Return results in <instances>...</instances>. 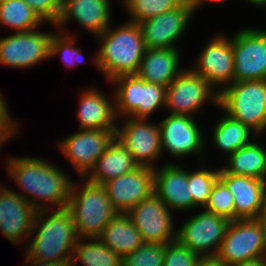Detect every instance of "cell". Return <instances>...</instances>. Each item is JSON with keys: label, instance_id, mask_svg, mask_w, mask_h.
<instances>
[{"label": "cell", "instance_id": "cell-1", "mask_svg": "<svg viewBox=\"0 0 266 266\" xmlns=\"http://www.w3.org/2000/svg\"><path fill=\"white\" fill-rule=\"evenodd\" d=\"M8 155L6 158L4 156L2 165H5L7 178L16 188L10 189L26 199L37 211L67 207L74 180L72 174L44 157Z\"/></svg>", "mask_w": 266, "mask_h": 266}, {"label": "cell", "instance_id": "cell-2", "mask_svg": "<svg viewBox=\"0 0 266 266\" xmlns=\"http://www.w3.org/2000/svg\"><path fill=\"white\" fill-rule=\"evenodd\" d=\"M113 25L94 38L97 50L90 58L108 83L121 75L136 74L145 51L139 24L127 20Z\"/></svg>", "mask_w": 266, "mask_h": 266}, {"label": "cell", "instance_id": "cell-3", "mask_svg": "<svg viewBox=\"0 0 266 266\" xmlns=\"http://www.w3.org/2000/svg\"><path fill=\"white\" fill-rule=\"evenodd\" d=\"M79 239L75 221L67 207L39 210L22 250L23 256L41 262L72 260Z\"/></svg>", "mask_w": 266, "mask_h": 266}, {"label": "cell", "instance_id": "cell-4", "mask_svg": "<svg viewBox=\"0 0 266 266\" xmlns=\"http://www.w3.org/2000/svg\"><path fill=\"white\" fill-rule=\"evenodd\" d=\"M75 179L67 208L72 213L78 237L99 238L118 212L113 208L103 185L91 183L86 178Z\"/></svg>", "mask_w": 266, "mask_h": 266}, {"label": "cell", "instance_id": "cell-5", "mask_svg": "<svg viewBox=\"0 0 266 266\" xmlns=\"http://www.w3.org/2000/svg\"><path fill=\"white\" fill-rule=\"evenodd\" d=\"M159 119L162 155L171 157L164 163H181L192 157L198 163L209 158L206 154L210 152L206 148L207 130L200 123V118L164 113Z\"/></svg>", "mask_w": 266, "mask_h": 266}, {"label": "cell", "instance_id": "cell-6", "mask_svg": "<svg viewBox=\"0 0 266 266\" xmlns=\"http://www.w3.org/2000/svg\"><path fill=\"white\" fill-rule=\"evenodd\" d=\"M115 96V113L120 118L153 119L165 113L166 87L145 82L136 74L121 75L109 82Z\"/></svg>", "mask_w": 266, "mask_h": 266}, {"label": "cell", "instance_id": "cell-7", "mask_svg": "<svg viewBox=\"0 0 266 266\" xmlns=\"http://www.w3.org/2000/svg\"><path fill=\"white\" fill-rule=\"evenodd\" d=\"M219 107L257 135H266V80L233 82L219 93Z\"/></svg>", "mask_w": 266, "mask_h": 266}, {"label": "cell", "instance_id": "cell-8", "mask_svg": "<svg viewBox=\"0 0 266 266\" xmlns=\"http://www.w3.org/2000/svg\"><path fill=\"white\" fill-rule=\"evenodd\" d=\"M219 107V92L188 66L166 87L165 112L200 118L205 106Z\"/></svg>", "mask_w": 266, "mask_h": 266}, {"label": "cell", "instance_id": "cell-9", "mask_svg": "<svg viewBox=\"0 0 266 266\" xmlns=\"http://www.w3.org/2000/svg\"><path fill=\"white\" fill-rule=\"evenodd\" d=\"M51 26L53 31L40 27L9 33L7 36L0 35V67L28 70L50 61L51 40L58 31L56 25Z\"/></svg>", "mask_w": 266, "mask_h": 266}, {"label": "cell", "instance_id": "cell-10", "mask_svg": "<svg viewBox=\"0 0 266 266\" xmlns=\"http://www.w3.org/2000/svg\"><path fill=\"white\" fill-rule=\"evenodd\" d=\"M197 56L186 64L193 72L205 78L216 90L221 92L234 82V54L231 34L224 31L213 33L203 45Z\"/></svg>", "mask_w": 266, "mask_h": 266}, {"label": "cell", "instance_id": "cell-11", "mask_svg": "<svg viewBox=\"0 0 266 266\" xmlns=\"http://www.w3.org/2000/svg\"><path fill=\"white\" fill-rule=\"evenodd\" d=\"M154 121L145 118H120L115 133V137L126 147L138 166L152 169L164 164L160 162L163 158L160 128L158 120Z\"/></svg>", "mask_w": 266, "mask_h": 266}, {"label": "cell", "instance_id": "cell-12", "mask_svg": "<svg viewBox=\"0 0 266 266\" xmlns=\"http://www.w3.org/2000/svg\"><path fill=\"white\" fill-rule=\"evenodd\" d=\"M183 220L177 225V240L199 257L216 256L230 220L204 209Z\"/></svg>", "mask_w": 266, "mask_h": 266}, {"label": "cell", "instance_id": "cell-13", "mask_svg": "<svg viewBox=\"0 0 266 266\" xmlns=\"http://www.w3.org/2000/svg\"><path fill=\"white\" fill-rule=\"evenodd\" d=\"M114 137L115 132L112 129H77L72 134L55 139L54 146L71 164L77 177L85 178Z\"/></svg>", "mask_w": 266, "mask_h": 266}, {"label": "cell", "instance_id": "cell-14", "mask_svg": "<svg viewBox=\"0 0 266 266\" xmlns=\"http://www.w3.org/2000/svg\"><path fill=\"white\" fill-rule=\"evenodd\" d=\"M234 82L266 80V28L243 27L231 33Z\"/></svg>", "mask_w": 266, "mask_h": 266}, {"label": "cell", "instance_id": "cell-15", "mask_svg": "<svg viewBox=\"0 0 266 266\" xmlns=\"http://www.w3.org/2000/svg\"><path fill=\"white\" fill-rule=\"evenodd\" d=\"M226 266L266 256V241L256 219L230 221L216 255Z\"/></svg>", "mask_w": 266, "mask_h": 266}, {"label": "cell", "instance_id": "cell-16", "mask_svg": "<svg viewBox=\"0 0 266 266\" xmlns=\"http://www.w3.org/2000/svg\"><path fill=\"white\" fill-rule=\"evenodd\" d=\"M145 243L166 244L177 239L174 212L153 193L127 212Z\"/></svg>", "mask_w": 266, "mask_h": 266}, {"label": "cell", "instance_id": "cell-17", "mask_svg": "<svg viewBox=\"0 0 266 266\" xmlns=\"http://www.w3.org/2000/svg\"><path fill=\"white\" fill-rule=\"evenodd\" d=\"M194 16L184 0L177 8L141 22L145 49L181 48L177 42L187 35Z\"/></svg>", "mask_w": 266, "mask_h": 266}, {"label": "cell", "instance_id": "cell-18", "mask_svg": "<svg viewBox=\"0 0 266 266\" xmlns=\"http://www.w3.org/2000/svg\"><path fill=\"white\" fill-rule=\"evenodd\" d=\"M36 214L26 199L0 182V232L10 244L25 247Z\"/></svg>", "mask_w": 266, "mask_h": 266}, {"label": "cell", "instance_id": "cell-19", "mask_svg": "<svg viewBox=\"0 0 266 266\" xmlns=\"http://www.w3.org/2000/svg\"><path fill=\"white\" fill-rule=\"evenodd\" d=\"M112 2L114 3L113 0H62V11L55 24L56 28L59 32L67 33L71 22H76L94 39L113 23Z\"/></svg>", "mask_w": 266, "mask_h": 266}, {"label": "cell", "instance_id": "cell-20", "mask_svg": "<svg viewBox=\"0 0 266 266\" xmlns=\"http://www.w3.org/2000/svg\"><path fill=\"white\" fill-rule=\"evenodd\" d=\"M81 89L78 88V108L75 111L79 123L77 129H112L116 133L118 119L115 113L113 89L110 90V94L94 84L83 86Z\"/></svg>", "mask_w": 266, "mask_h": 266}, {"label": "cell", "instance_id": "cell-21", "mask_svg": "<svg viewBox=\"0 0 266 266\" xmlns=\"http://www.w3.org/2000/svg\"><path fill=\"white\" fill-rule=\"evenodd\" d=\"M113 208L127 213L154 193V169L139 166L135 170L103 184Z\"/></svg>", "mask_w": 266, "mask_h": 266}, {"label": "cell", "instance_id": "cell-22", "mask_svg": "<svg viewBox=\"0 0 266 266\" xmlns=\"http://www.w3.org/2000/svg\"><path fill=\"white\" fill-rule=\"evenodd\" d=\"M154 193L174 213L192 211L186 163H164L154 169Z\"/></svg>", "mask_w": 266, "mask_h": 266}, {"label": "cell", "instance_id": "cell-23", "mask_svg": "<svg viewBox=\"0 0 266 266\" xmlns=\"http://www.w3.org/2000/svg\"><path fill=\"white\" fill-rule=\"evenodd\" d=\"M219 179L234 198L235 220L256 219L266 201V181L227 173L221 166Z\"/></svg>", "mask_w": 266, "mask_h": 266}, {"label": "cell", "instance_id": "cell-24", "mask_svg": "<svg viewBox=\"0 0 266 266\" xmlns=\"http://www.w3.org/2000/svg\"><path fill=\"white\" fill-rule=\"evenodd\" d=\"M181 51L180 48L145 49L136 75L145 82L167 87L187 66L182 63Z\"/></svg>", "mask_w": 266, "mask_h": 266}, {"label": "cell", "instance_id": "cell-25", "mask_svg": "<svg viewBox=\"0 0 266 266\" xmlns=\"http://www.w3.org/2000/svg\"><path fill=\"white\" fill-rule=\"evenodd\" d=\"M220 116L213 122L211 134H206V143L210 142L209 145L206 144V148L212 147L216 152H221L225 159L237 151L238 149L246 146L258 135L251 130L247 125L243 124L239 120H236L226 114L220 107ZM223 112V113H222ZM218 150V151H217Z\"/></svg>", "mask_w": 266, "mask_h": 266}, {"label": "cell", "instance_id": "cell-26", "mask_svg": "<svg viewBox=\"0 0 266 266\" xmlns=\"http://www.w3.org/2000/svg\"><path fill=\"white\" fill-rule=\"evenodd\" d=\"M265 136L258 135L250 143L238 149L220 166L229 174L248 176L266 181Z\"/></svg>", "mask_w": 266, "mask_h": 266}, {"label": "cell", "instance_id": "cell-27", "mask_svg": "<svg viewBox=\"0 0 266 266\" xmlns=\"http://www.w3.org/2000/svg\"><path fill=\"white\" fill-rule=\"evenodd\" d=\"M138 167L126 147L114 137L85 178L91 183L103 185L107 181L129 173Z\"/></svg>", "mask_w": 266, "mask_h": 266}, {"label": "cell", "instance_id": "cell-28", "mask_svg": "<svg viewBox=\"0 0 266 266\" xmlns=\"http://www.w3.org/2000/svg\"><path fill=\"white\" fill-rule=\"evenodd\" d=\"M98 239L122 258L145 243L127 213H118Z\"/></svg>", "mask_w": 266, "mask_h": 266}, {"label": "cell", "instance_id": "cell-29", "mask_svg": "<svg viewBox=\"0 0 266 266\" xmlns=\"http://www.w3.org/2000/svg\"><path fill=\"white\" fill-rule=\"evenodd\" d=\"M44 24L24 0H0V34L6 29L10 33L30 31Z\"/></svg>", "mask_w": 266, "mask_h": 266}, {"label": "cell", "instance_id": "cell-30", "mask_svg": "<svg viewBox=\"0 0 266 266\" xmlns=\"http://www.w3.org/2000/svg\"><path fill=\"white\" fill-rule=\"evenodd\" d=\"M123 266V258L98 238H80L74 248L71 266Z\"/></svg>", "mask_w": 266, "mask_h": 266}, {"label": "cell", "instance_id": "cell-31", "mask_svg": "<svg viewBox=\"0 0 266 266\" xmlns=\"http://www.w3.org/2000/svg\"><path fill=\"white\" fill-rule=\"evenodd\" d=\"M207 162L208 160L198 162L196 163L198 167L195 165L192 169L188 168V186H190L192 211L194 212L205 207L213 185L219 178L220 165L217 164V167L212 166L211 168V165L209 166Z\"/></svg>", "mask_w": 266, "mask_h": 266}, {"label": "cell", "instance_id": "cell-32", "mask_svg": "<svg viewBox=\"0 0 266 266\" xmlns=\"http://www.w3.org/2000/svg\"><path fill=\"white\" fill-rule=\"evenodd\" d=\"M69 30L67 33L57 31L54 34L51 40L50 60L59 58L65 69L74 70L79 65L86 64V59L83 49L77 46L76 33L71 32V29Z\"/></svg>", "mask_w": 266, "mask_h": 266}, {"label": "cell", "instance_id": "cell-33", "mask_svg": "<svg viewBox=\"0 0 266 266\" xmlns=\"http://www.w3.org/2000/svg\"><path fill=\"white\" fill-rule=\"evenodd\" d=\"M128 21L141 22L177 8L184 0H118Z\"/></svg>", "mask_w": 266, "mask_h": 266}, {"label": "cell", "instance_id": "cell-34", "mask_svg": "<svg viewBox=\"0 0 266 266\" xmlns=\"http://www.w3.org/2000/svg\"><path fill=\"white\" fill-rule=\"evenodd\" d=\"M205 211L223 216L230 221L235 220L234 198L226 185L218 178L209 196Z\"/></svg>", "mask_w": 266, "mask_h": 266}, {"label": "cell", "instance_id": "cell-35", "mask_svg": "<svg viewBox=\"0 0 266 266\" xmlns=\"http://www.w3.org/2000/svg\"><path fill=\"white\" fill-rule=\"evenodd\" d=\"M165 244L144 243L123 258V266H163Z\"/></svg>", "mask_w": 266, "mask_h": 266}, {"label": "cell", "instance_id": "cell-36", "mask_svg": "<svg viewBox=\"0 0 266 266\" xmlns=\"http://www.w3.org/2000/svg\"><path fill=\"white\" fill-rule=\"evenodd\" d=\"M5 95L0 92V149L4 147L13 138H20L18 136L22 131V120L12 116L10 112V105L8 104Z\"/></svg>", "mask_w": 266, "mask_h": 266}, {"label": "cell", "instance_id": "cell-37", "mask_svg": "<svg viewBox=\"0 0 266 266\" xmlns=\"http://www.w3.org/2000/svg\"><path fill=\"white\" fill-rule=\"evenodd\" d=\"M199 256L177 239L165 244L163 266H196Z\"/></svg>", "mask_w": 266, "mask_h": 266}, {"label": "cell", "instance_id": "cell-38", "mask_svg": "<svg viewBox=\"0 0 266 266\" xmlns=\"http://www.w3.org/2000/svg\"><path fill=\"white\" fill-rule=\"evenodd\" d=\"M45 25H55L61 15L62 0H24ZM48 23V24H47Z\"/></svg>", "mask_w": 266, "mask_h": 266}, {"label": "cell", "instance_id": "cell-39", "mask_svg": "<svg viewBox=\"0 0 266 266\" xmlns=\"http://www.w3.org/2000/svg\"><path fill=\"white\" fill-rule=\"evenodd\" d=\"M187 5H189L194 13V15H197V12L202 11L204 7L210 4L218 5V4H225L229 2L230 0H185ZM206 5V6H205Z\"/></svg>", "mask_w": 266, "mask_h": 266}, {"label": "cell", "instance_id": "cell-40", "mask_svg": "<svg viewBox=\"0 0 266 266\" xmlns=\"http://www.w3.org/2000/svg\"><path fill=\"white\" fill-rule=\"evenodd\" d=\"M22 262V266H71V260L41 262L24 257Z\"/></svg>", "mask_w": 266, "mask_h": 266}, {"label": "cell", "instance_id": "cell-41", "mask_svg": "<svg viewBox=\"0 0 266 266\" xmlns=\"http://www.w3.org/2000/svg\"><path fill=\"white\" fill-rule=\"evenodd\" d=\"M196 266H226L217 256L199 257Z\"/></svg>", "mask_w": 266, "mask_h": 266}, {"label": "cell", "instance_id": "cell-42", "mask_svg": "<svg viewBox=\"0 0 266 266\" xmlns=\"http://www.w3.org/2000/svg\"><path fill=\"white\" fill-rule=\"evenodd\" d=\"M256 220L261 225V229L263 230L266 241V201L264 203V206L260 210L259 215L256 217Z\"/></svg>", "mask_w": 266, "mask_h": 266}, {"label": "cell", "instance_id": "cell-43", "mask_svg": "<svg viewBox=\"0 0 266 266\" xmlns=\"http://www.w3.org/2000/svg\"><path fill=\"white\" fill-rule=\"evenodd\" d=\"M232 266H264V256L257 259H250Z\"/></svg>", "mask_w": 266, "mask_h": 266}, {"label": "cell", "instance_id": "cell-44", "mask_svg": "<svg viewBox=\"0 0 266 266\" xmlns=\"http://www.w3.org/2000/svg\"><path fill=\"white\" fill-rule=\"evenodd\" d=\"M240 1H242V0H240ZM244 1L247 3H245ZM242 2L245 4H249L248 5L249 7L253 6V7H255V9L256 8L259 9L263 6V4L266 2V0H243Z\"/></svg>", "mask_w": 266, "mask_h": 266}, {"label": "cell", "instance_id": "cell-45", "mask_svg": "<svg viewBox=\"0 0 266 266\" xmlns=\"http://www.w3.org/2000/svg\"><path fill=\"white\" fill-rule=\"evenodd\" d=\"M260 9H266V2L263 4V6Z\"/></svg>", "mask_w": 266, "mask_h": 266}, {"label": "cell", "instance_id": "cell-46", "mask_svg": "<svg viewBox=\"0 0 266 266\" xmlns=\"http://www.w3.org/2000/svg\"><path fill=\"white\" fill-rule=\"evenodd\" d=\"M264 266H266V256H264Z\"/></svg>", "mask_w": 266, "mask_h": 266}]
</instances>
